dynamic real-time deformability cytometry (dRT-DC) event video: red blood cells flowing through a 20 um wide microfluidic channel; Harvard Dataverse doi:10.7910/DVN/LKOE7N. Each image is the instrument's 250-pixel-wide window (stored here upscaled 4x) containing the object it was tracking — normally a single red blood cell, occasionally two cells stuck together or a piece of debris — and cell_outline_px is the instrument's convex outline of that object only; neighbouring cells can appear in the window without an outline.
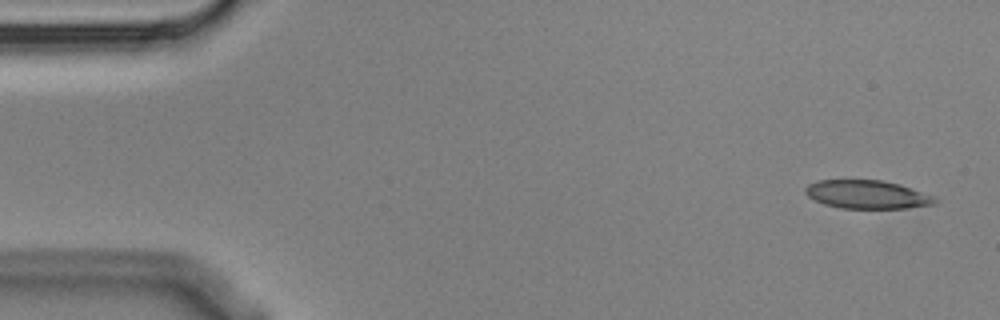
{"species": "Egyptian fruit bat (a non-hibernating species)", "species_latin": "Rousettus aegyptiacus", "temperature_condition": "cold", "stored_images_in_passage": 6, "camera_frame_rate_fps": 3000, "um_per_image_px": 0.085, "animal": {"sex": "male"}, "frame": {"image": 1, "passage_image": 1, "time_ms": 0.0, "image_size_px": [1000, 320], "cell_outline_px": [[940, 200], [936, 204], [908, 208], [840, 208], [824, 204], [808, 196], [804, 192], [804, 188], [808, 184], [816, 180], [880, 180], [900, 184], [936, 196]], "centroid_in_image_um": [73.75, 16.53], "position_along_channel_um": 11.3, "area_um2": 21.68}}
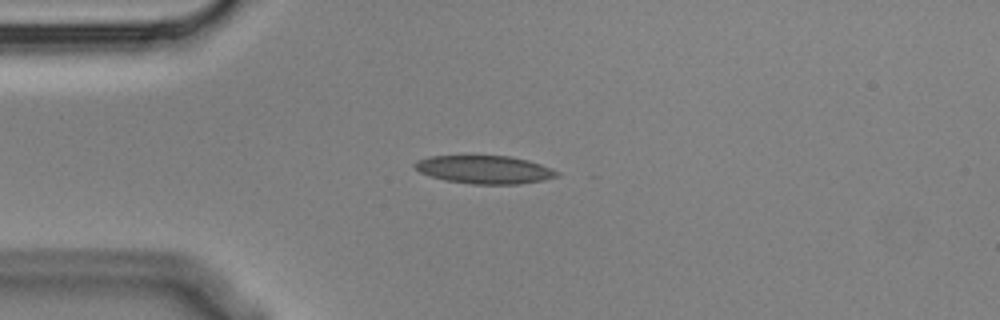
{"frame": {"image": 2, "passage_image": 4, "time_ms": 1.0, "image_size_px": [1000, 320], "cell_outline_px": [[560, 176], [520, 184], [472, 184], [444, 180], [420, 172], [412, 164], [416, 160], [432, 156], [508, 156], [528, 160], [552, 168], [560, 172]], "centroid_in_image_um": [41.19, 14.42], "position_along_channel_um": 43.8, "area_um2": 23.18}}
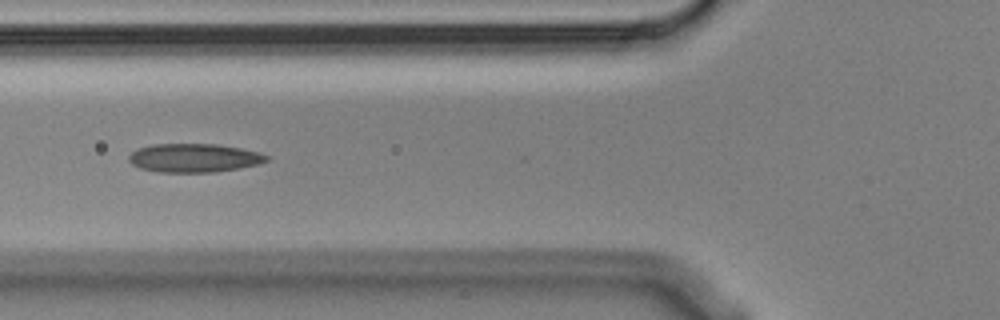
{"frame": {"image": 3, "passage_image": 6, "time_ms": 1.667, "image_size_px": [1000, 320], "cell_outline_px": [[268, 160], [256, 164], [216, 172], [156, 172], [140, 168], [132, 164], [128, 160], [128, 156], [136, 148], [152, 144], [216, 144], [240, 148], [260, 152], [268, 156]], "centroid_in_image_um": [16.44, 13.42], "position_along_channel_um": 109.4, "area_um2": 22.95}}